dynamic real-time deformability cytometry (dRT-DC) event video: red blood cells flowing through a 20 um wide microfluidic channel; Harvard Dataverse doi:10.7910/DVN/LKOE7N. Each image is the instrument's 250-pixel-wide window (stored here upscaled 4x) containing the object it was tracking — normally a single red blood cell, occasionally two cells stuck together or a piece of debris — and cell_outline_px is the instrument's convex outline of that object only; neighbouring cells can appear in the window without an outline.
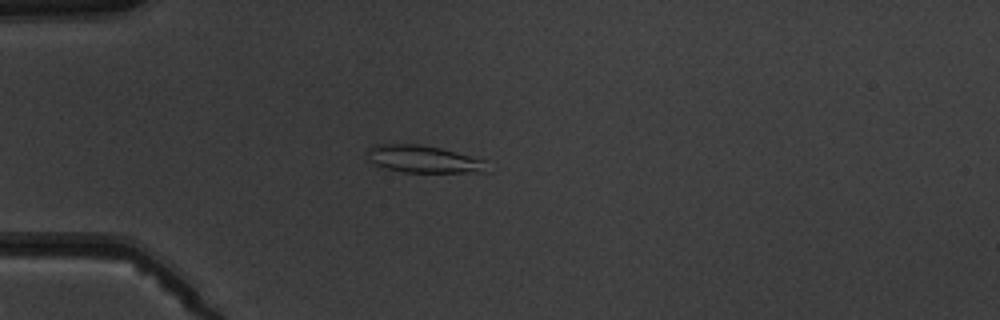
{"species": "common noctule bat (a hibernating species)", "species_latin": "Nyctalus noctula", "temperature_condition": "warm", "stored_images_in_passage": 4, "camera_frame_rate_fps": 3000, "um_per_image_px": 0.085, "animal": {"sex": "male", "body_mass_g": 19.5, "forearm_length_mm": 54.6}, "frame": {"image": 1, "passage_image": 4, "time_ms": 4.333, "image_size_px": [1000, 320], "cell_outline_px": [[488, 172], [404, 172], [388, 168], [376, 164], [368, 160], [368, 148], [376, 144], [420, 144], [440, 148], [488, 160]], "centroid_in_image_um": [36.06, 13.52], "position_along_channel_um": 48.9, "area_um2": 19.07}}